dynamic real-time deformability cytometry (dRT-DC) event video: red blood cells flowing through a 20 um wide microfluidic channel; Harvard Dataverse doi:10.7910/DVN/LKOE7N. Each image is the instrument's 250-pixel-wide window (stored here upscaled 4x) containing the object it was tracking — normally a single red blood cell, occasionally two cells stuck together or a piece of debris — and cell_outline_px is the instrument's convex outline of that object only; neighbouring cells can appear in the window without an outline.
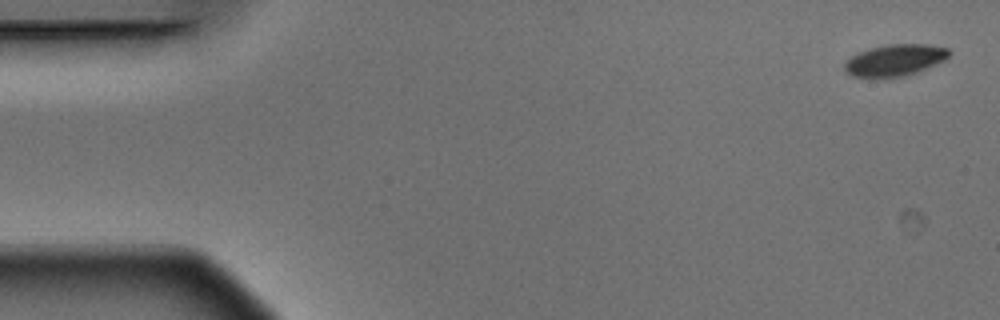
{"species": "Egyptian fruit bat (a non-hibernating species)", "species_latin": "Rousettus aegyptiacus", "temperature_condition": "warm", "stored_images_in_passage": 5, "camera_frame_rate_fps": 3000, "um_per_image_px": 0.085, "animal": {"sex": "male"}, "frame": {"image": 1, "passage_image": 1, "time_ms": 0.0, "image_size_px": [1000, 320], "cell_outline_px": [[952, 52], [944, 60], [916, 72], [904, 76], [888, 80], [876, 80], [852, 76], [844, 68], [844, 64], [852, 56], [860, 52], [872, 48], [888, 44], [928, 44], [948, 48]], "centroid_in_image_um": [76.05, 5.16], "position_along_channel_um": 9.0, "area_um2": 19.59}}
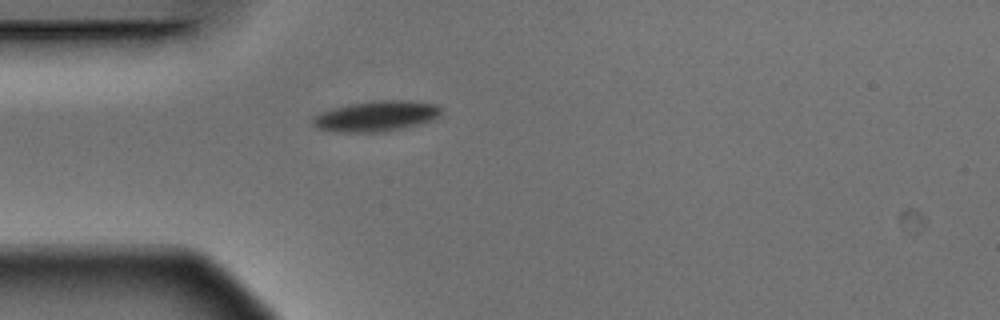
{"frame": {"image": 2, "passage_image": 5, "time_ms": 1.333, "image_size_px": [1000, 320], "cell_outline_px": [[440, 112], [436, 120], [384, 132], [336, 132], [316, 128], [312, 124], [312, 116], [320, 112], [332, 108], [352, 104], [380, 100], [408, 100], [436, 104], [440, 108]], "centroid_in_image_um": [31.96, 9.88], "position_along_channel_um": 53.0, "area_um2": 22.89}}